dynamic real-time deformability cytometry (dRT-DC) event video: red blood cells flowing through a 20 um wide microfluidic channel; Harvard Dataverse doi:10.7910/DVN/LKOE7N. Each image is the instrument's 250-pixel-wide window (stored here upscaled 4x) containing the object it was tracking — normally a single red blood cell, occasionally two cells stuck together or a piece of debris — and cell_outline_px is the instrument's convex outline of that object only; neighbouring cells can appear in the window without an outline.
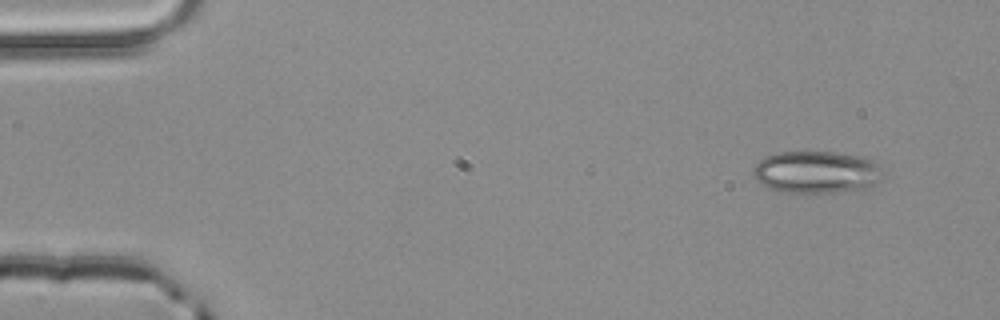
{"species": "common noctule bat (a hibernating species)", "species_latin": "Nyctalus noctula", "temperature_condition": "room temperature", "stored_images_in_passage": 3, "camera_frame_rate_fps": 3000, "um_per_image_px": 0.085, "animal": {"sex": "male", "body_mass_g": 20.4}, "frame": {"image": 1, "passage_image": 1, "time_ms": 0.0, "image_size_px": [1000, 320], "cell_outline_px": [[884, 180], [868, 188], [832, 192], [784, 192], [768, 188], [756, 180], [752, 176], [752, 172], [756, 164], [760, 160], [768, 156], [780, 152], [832, 152], [860, 156], [872, 160], [880, 164], [884, 176]], "centroid_in_image_um": [69.45, 14.63], "position_along_channel_um": 15.6, "area_um2": 32.08}}